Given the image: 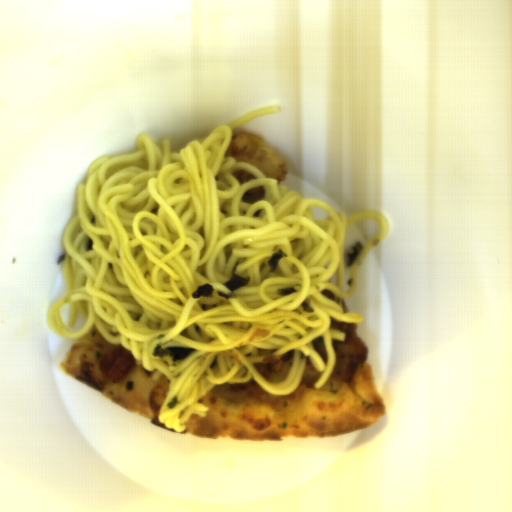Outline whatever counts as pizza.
<instances>
[{"label":"pizza","instance_id":"5","mask_svg":"<svg viewBox=\"0 0 512 512\" xmlns=\"http://www.w3.org/2000/svg\"><path fill=\"white\" fill-rule=\"evenodd\" d=\"M264 196V187H257L246 191L245 195L241 198L243 203L254 204Z\"/></svg>","mask_w":512,"mask_h":512},{"label":"pizza","instance_id":"6","mask_svg":"<svg viewBox=\"0 0 512 512\" xmlns=\"http://www.w3.org/2000/svg\"><path fill=\"white\" fill-rule=\"evenodd\" d=\"M312 345H313V350L321 356L324 364L327 365V353H326L325 342H324L323 337L321 336V337H318L315 340H313Z\"/></svg>","mask_w":512,"mask_h":512},{"label":"pizza","instance_id":"7","mask_svg":"<svg viewBox=\"0 0 512 512\" xmlns=\"http://www.w3.org/2000/svg\"><path fill=\"white\" fill-rule=\"evenodd\" d=\"M234 178H236L238 181H239V184L242 186L245 182H249L253 179H257V177L246 171V170H235L234 172H232L231 174Z\"/></svg>","mask_w":512,"mask_h":512},{"label":"pizza","instance_id":"4","mask_svg":"<svg viewBox=\"0 0 512 512\" xmlns=\"http://www.w3.org/2000/svg\"><path fill=\"white\" fill-rule=\"evenodd\" d=\"M293 359L294 351L291 350L281 357H265L264 363H256L255 367L266 380L277 384L286 379Z\"/></svg>","mask_w":512,"mask_h":512},{"label":"pizza","instance_id":"8","mask_svg":"<svg viewBox=\"0 0 512 512\" xmlns=\"http://www.w3.org/2000/svg\"><path fill=\"white\" fill-rule=\"evenodd\" d=\"M342 311L350 313L349 310H348L347 304H346L344 299L342 300Z\"/></svg>","mask_w":512,"mask_h":512},{"label":"pizza","instance_id":"1","mask_svg":"<svg viewBox=\"0 0 512 512\" xmlns=\"http://www.w3.org/2000/svg\"><path fill=\"white\" fill-rule=\"evenodd\" d=\"M329 328L343 332L345 341L333 340L334 368L320 389L314 386L323 372L308 356L299 385L289 395H273L253 378L224 382L199 398L208 411L191 414L183 432L198 439L282 441L339 436L376 423L385 408L356 323L332 318Z\"/></svg>","mask_w":512,"mask_h":512},{"label":"pizza","instance_id":"3","mask_svg":"<svg viewBox=\"0 0 512 512\" xmlns=\"http://www.w3.org/2000/svg\"><path fill=\"white\" fill-rule=\"evenodd\" d=\"M225 156L233 157L238 162L250 163L266 178L277 179L281 185L286 178L285 163L260 137L241 131L232 134Z\"/></svg>","mask_w":512,"mask_h":512},{"label":"pizza","instance_id":"2","mask_svg":"<svg viewBox=\"0 0 512 512\" xmlns=\"http://www.w3.org/2000/svg\"><path fill=\"white\" fill-rule=\"evenodd\" d=\"M119 345L105 340L94 326L89 334L75 338L68 354L60 362V368L75 381L102 394L125 411L174 431L159 421L160 409L171 387L164 374L153 380L154 371L138 364L123 380L115 381L102 371L103 360Z\"/></svg>","mask_w":512,"mask_h":512}]
</instances>
